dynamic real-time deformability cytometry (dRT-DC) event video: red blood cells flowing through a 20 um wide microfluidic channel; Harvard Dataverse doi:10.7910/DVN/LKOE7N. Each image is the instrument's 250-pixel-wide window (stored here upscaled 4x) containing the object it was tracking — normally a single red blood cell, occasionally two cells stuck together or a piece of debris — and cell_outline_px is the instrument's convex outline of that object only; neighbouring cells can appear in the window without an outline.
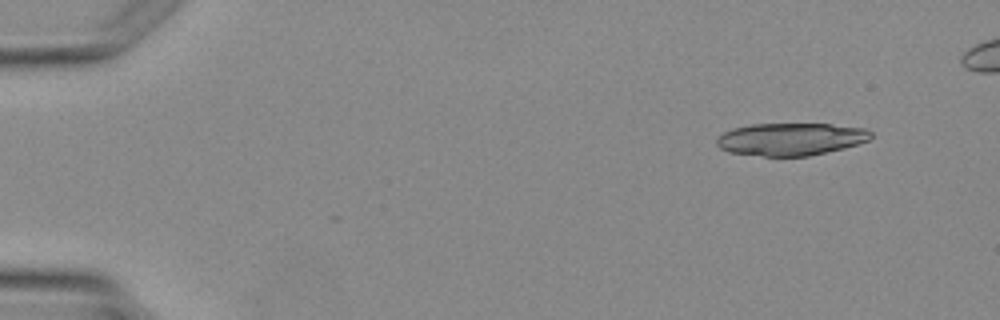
{"species": "Egyptian fruit bat (a non-hibernating species)", "species_latin": "Rousettus aegyptiacus", "temperature_condition": "warm", "stored_images_in_passage": 3, "camera_frame_rate_fps": 3000, "um_per_image_px": 0.085, "animal": {"sex": "female"}, "frame": {"image": 1, "passage_image": 1, "time_ms": 0.0, "image_size_px": [1000, 320], "cell_outline_px": [[872, 140], [844, 148], [808, 156], [764, 156], [728, 152], [720, 148], [716, 144], [716, 140], [724, 132], [732, 128], [752, 124], [832, 124], [868, 128], [872, 132]], "centroid_in_image_um": [67.26, 11.82], "position_along_channel_um": 17.7, "area_um2": 29.42}}